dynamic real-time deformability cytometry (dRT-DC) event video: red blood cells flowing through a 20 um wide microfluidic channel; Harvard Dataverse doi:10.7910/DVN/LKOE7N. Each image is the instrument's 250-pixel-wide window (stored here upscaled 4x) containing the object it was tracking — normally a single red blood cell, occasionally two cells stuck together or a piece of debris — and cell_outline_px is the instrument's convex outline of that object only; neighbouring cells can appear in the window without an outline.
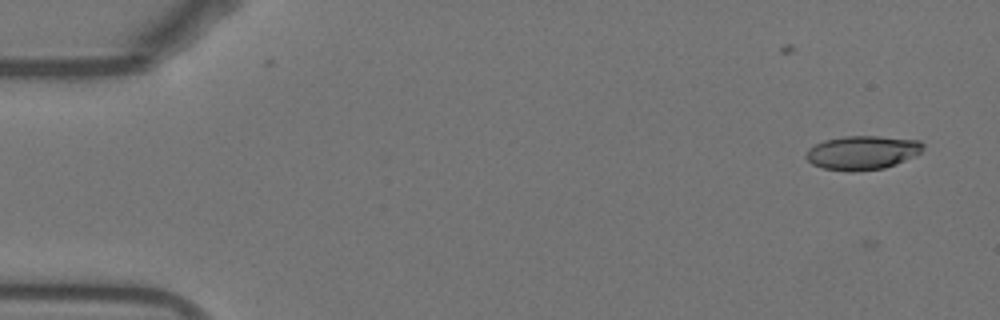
{"species": "Egyptian fruit bat (a non-hibernating species)", "species_latin": "Rousettus aegyptiacus", "temperature_condition": "warm", "stored_images_in_passage": 8, "camera_frame_rate_fps": 3000, "um_per_image_px": 0.085, "animal": {"sex": "female"}, "frame": {"image": 1, "passage_image": 3, "time_ms": 0.667, "image_size_px": [1000, 320], "cell_outline_px": [[924, 144], [920, 152], [916, 156], [896, 164], [884, 168], [852, 172], [824, 168], [812, 164], [804, 156], [808, 148], [824, 140], [844, 136], [876, 136], [920, 140]], "centroid_in_image_um": [73.29, 12.97], "position_along_channel_um": 11.7, "area_um2": 23.18}}